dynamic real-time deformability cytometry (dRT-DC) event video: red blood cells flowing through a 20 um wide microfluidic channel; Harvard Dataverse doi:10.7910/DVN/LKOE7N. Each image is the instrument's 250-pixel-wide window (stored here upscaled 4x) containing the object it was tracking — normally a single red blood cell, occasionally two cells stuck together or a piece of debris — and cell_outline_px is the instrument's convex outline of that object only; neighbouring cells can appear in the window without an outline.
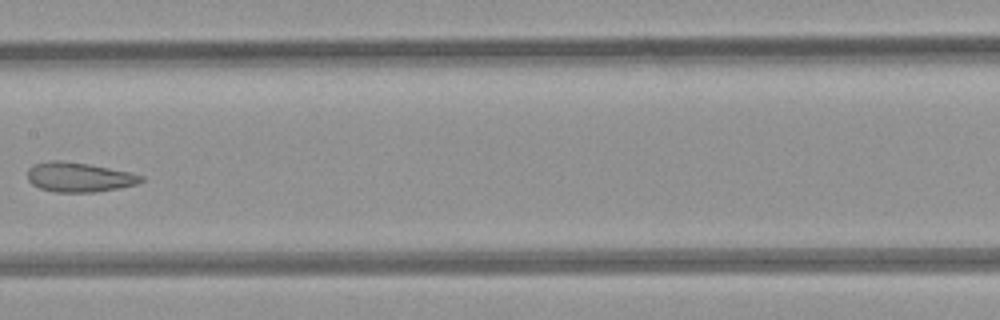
{"species": "common noctule bat (a hibernating species)", "species_latin": "Nyctalus noctula", "temperature_condition": "room temperature", "stored_images_in_passage": 7, "camera_frame_rate_fps": 3000, "um_per_image_px": 0.085, "animal": {"sex": "female", "body_mass_g": 21.9}, "frame": {"image": 1, "passage_image": 6, "time_ms": 6.667, "image_size_px": [1000, 320], "cell_outline_px": [[144, 180], [136, 184], [120, 188], [92, 192], [56, 192], [40, 188], [32, 184], [28, 180], [28, 168], [32, 164], [48, 160], [60, 160], [88, 164], [132, 172], [144, 176]], "centroid_in_image_um": [6.72, 15.05], "position_along_channel_um": 200.7, "area_um2": 19.71}}
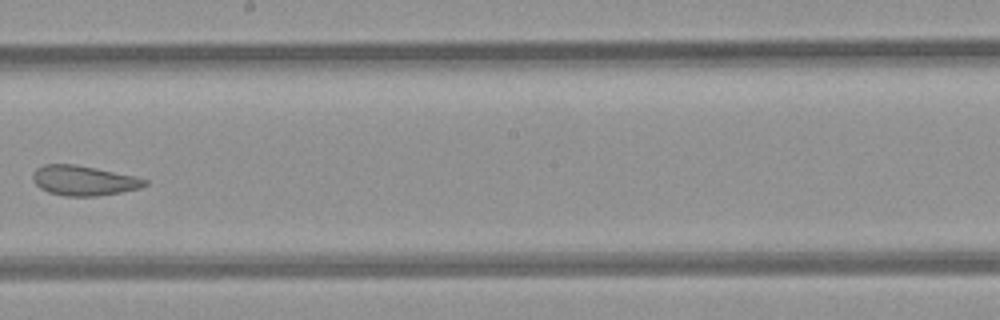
{"frame": {"image": 2, "passage_image": 7, "time_ms": 7.667, "image_size_px": [1000, 320], "cell_outline_px": [[148, 184], [140, 188], [120, 192], [96, 196], [68, 196], [48, 192], [40, 188], [32, 180], [32, 176], [36, 168], [44, 164], [76, 164], [96, 168], [132, 176], [148, 180]], "centroid_in_image_um": [7.08, 15.34], "position_along_channel_um": 241.1, "area_um2": 19.36}}